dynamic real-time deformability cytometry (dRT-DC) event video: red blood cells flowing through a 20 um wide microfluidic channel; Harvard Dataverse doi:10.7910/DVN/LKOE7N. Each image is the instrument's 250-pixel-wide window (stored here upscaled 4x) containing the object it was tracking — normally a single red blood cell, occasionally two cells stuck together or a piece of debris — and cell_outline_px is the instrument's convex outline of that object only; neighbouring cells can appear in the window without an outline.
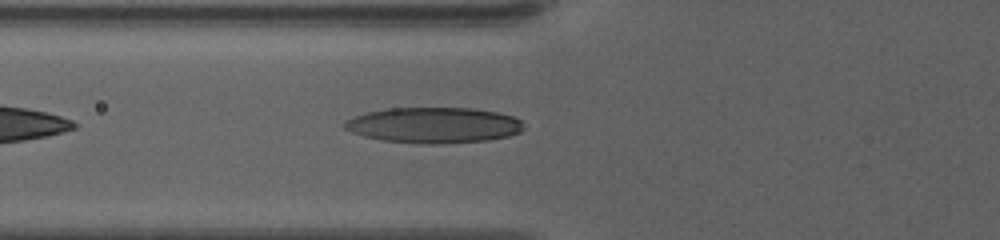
{"species": "human", "species_latin": "Homo sapiens", "temperature_condition": "warm", "stored_images_in_passage": 35, "camera_frame_rate_fps": 3000, "um_per_image_px": 0.085, "donor": {"sex": "female"}, "frame": {"image": 1, "passage_image": 4, "time_ms": 1.0, "image_size_px": [1000, 240], "cell_outline_px": [[524, 128], [520, 132], [508, 136], [488, 140], [432, 144], [420, 144], [384, 140], [364, 136], [352, 132], [344, 128], [344, 120], [352, 116], [368, 112], [388, 108], [476, 108], [496, 112], [512, 116], [520, 120], [524, 124]], "centroid_in_image_um": [36.86, 10.63], "position_along_channel_um": 88.9, "area_um2": 37.28}}
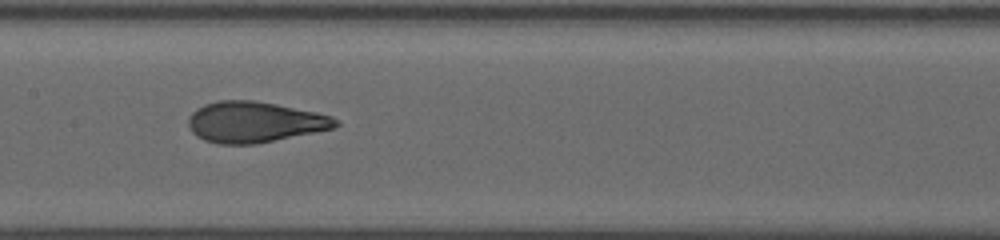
{"frame": {"image": 2, "passage_image": 12, "time_ms": 3.667, "image_size_px": [1000, 240], "cell_outline_px": [[340, 124], [332, 128], [256, 144], [216, 144], [204, 140], [196, 136], [192, 132], [188, 124], [188, 116], [196, 108], [204, 104], [220, 100], [252, 100], [276, 104], [316, 112], [332, 116]], "centroid_in_image_um": [21.58, 10.37], "position_along_channel_um": 185.8, "area_um2": 34.91}}
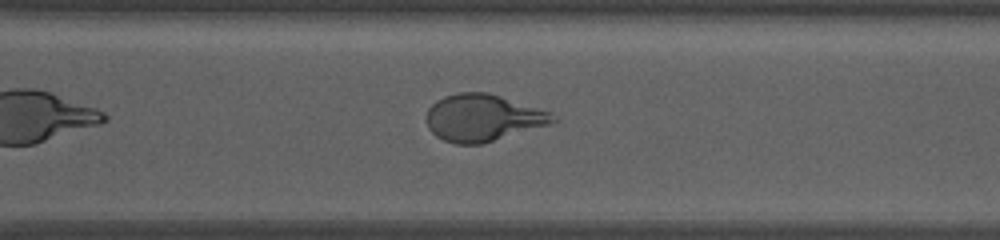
{"frame": {"image": 3, "passage_image": 24, "time_ms": 7.667, "image_size_px": [1000, 240], "cell_outline_px": [[560, 120], [548, 124], [480, 144], [456, 144], [444, 140], [436, 136], [428, 128], [428, 108], [436, 100], [444, 96], [460, 92], [488, 92], [552, 112]], "centroid_in_image_um": [41.04, 10.0], "position_along_channel_um": 329.6, "area_um2": 34.28}, "authors_computed_cell_mechanics": {"area_um2": 34.969, "velocity_mm_per_s": 3.607, "shape_relaxation_time_tau1_ms": 4.8825, "shape_relaxation_time_tau2_ms": 0.9312, "deformation_change_tau1": 0.2196, "deformation_change_tau2": 0.0797}}